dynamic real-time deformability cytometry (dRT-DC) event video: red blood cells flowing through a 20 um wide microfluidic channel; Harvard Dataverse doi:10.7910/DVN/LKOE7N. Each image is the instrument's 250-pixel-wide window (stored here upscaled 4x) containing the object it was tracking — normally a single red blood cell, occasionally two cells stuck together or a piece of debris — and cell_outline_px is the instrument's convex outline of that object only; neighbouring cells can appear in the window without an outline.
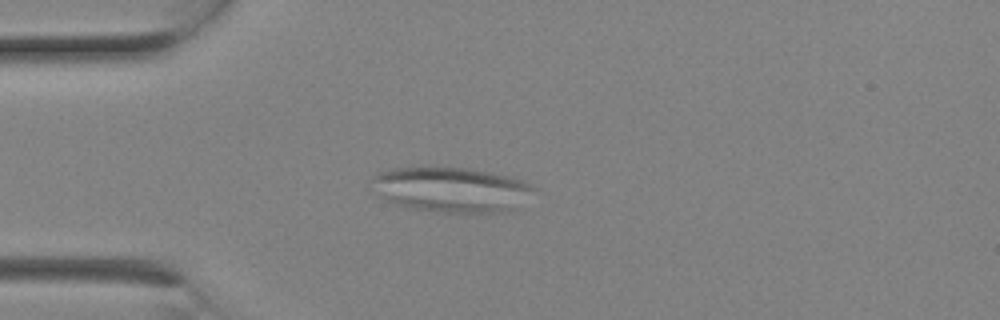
{"species": "Egyptian fruit bat (a non-hibernating species)", "species_latin": "Rousettus aegyptiacus", "temperature_condition": "room temperature", "stored_images_in_passage": 2, "camera_frame_rate_fps": 3000, "um_per_image_px": 0.085, "animal": {"sex": "female"}, "frame": {"image": 1, "passage_image": 2, "time_ms": 0.333, "image_size_px": [1000, 320], "cell_outline_px": [[536, 192], [516, 208], [504, 212], [440, 212], [416, 208], [384, 200], [380, 196], [368, 180], [372, 176], [380, 172], [392, 168], [464, 168], [512, 176], [532, 184], [536, 188]], "centroid_in_image_um": [38.41, 16.11], "position_along_channel_um": 46.6, "area_um2": 42.37}}